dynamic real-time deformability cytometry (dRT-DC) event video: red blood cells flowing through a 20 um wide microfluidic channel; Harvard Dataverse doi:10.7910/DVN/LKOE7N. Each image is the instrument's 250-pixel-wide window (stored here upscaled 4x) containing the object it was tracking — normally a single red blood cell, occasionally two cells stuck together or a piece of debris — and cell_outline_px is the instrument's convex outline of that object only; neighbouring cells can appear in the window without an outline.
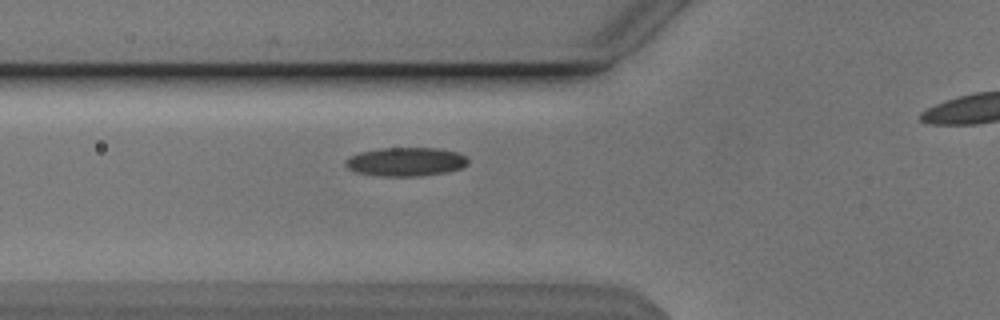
{"species": "Egyptian fruit bat (a non-hibernating species)", "species_latin": "Rousettus aegyptiacus", "temperature_condition": "cold", "stored_images_in_passage": 28, "camera_frame_rate_fps": 3000, "um_per_image_px": 0.085, "animal": {"sex": "male"}, "frame": {"image": 1, "passage_image": 2, "time_ms": 0.333, "image_size_px": [1000, 320], "cell_outline_px": [[468, 164], [460, 168], [448, 172], [420, 176], [376, 176], [356, 172], [348, 168], [344, 164], [344, 160], [348, 156], [360, 152], [380, 148], [440, 148], [456, 152], [464, 156], [468, 160]], "centroid_in_image_um": [34.45, 13.75], "position_along_channel_um": 91.3, "area_um2": 20.69}}
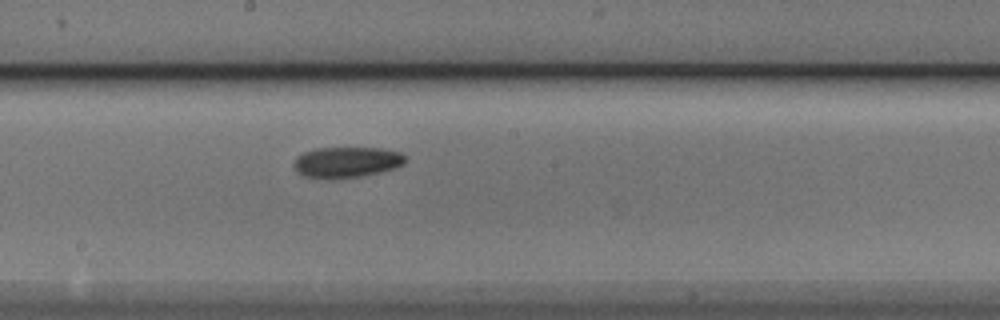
{"frame": {"image": 2, "passage_image": 12, "time_ms": 3.667, "image_size_px": [1000, 320], "cell_outline_px": [[404, 164], [380, 172], [360, 176], [336, 180], [328, 180], [304, 176], [296, 172], [292, 164], [296, 156], [304, 152], [316, 148], [380, 148], [400, 152], [404, 156]], "centroid_in_image_um": [29.38, 13.8], "position_along_channel_um": 218.8, "area_um2": 20.23}}
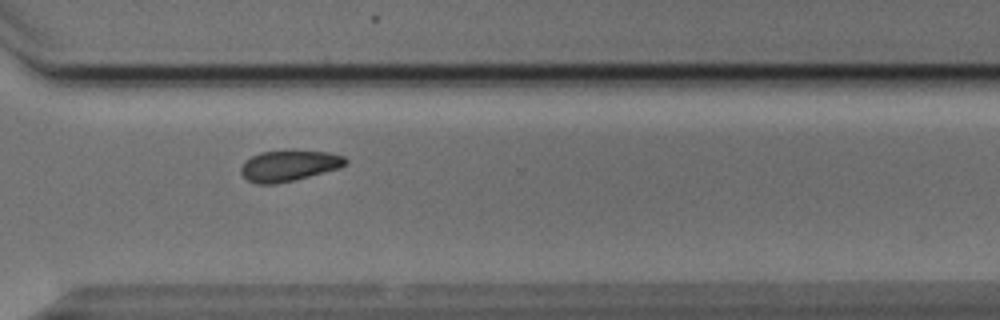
{"frame": {"image": 3, "passage_image": 22, "time_ms": 7.0, "image_size_px": [1000, 320], "cell_outline_px": [[348, 160], [340, 168], [276, 184], [256, 184], [248, 180], [240, 172], [240, 168], [252, 156], [260, 152], [284, 148], [328, 152], [344, 156]], "centroid_in_image_um": [24.56, 14.04], "position_along_channel_um": 346.0, "area_um2": 19.13}}